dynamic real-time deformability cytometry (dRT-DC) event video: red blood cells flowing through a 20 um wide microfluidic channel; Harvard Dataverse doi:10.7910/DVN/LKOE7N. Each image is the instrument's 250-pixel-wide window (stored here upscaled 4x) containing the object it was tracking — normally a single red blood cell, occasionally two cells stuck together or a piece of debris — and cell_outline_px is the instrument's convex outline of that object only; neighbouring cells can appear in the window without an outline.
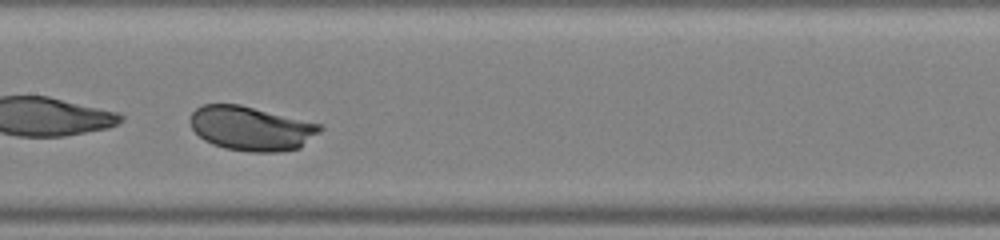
{"species": "human", "species_latin": "Homo sapiens", "temperature_condition": "warm", "stored_images_in_passage": 31, "camera_frame_rate_fps": 3000, "um_per_image_px": 0.085, "donor": {"sex": "male"}, "frame": {"image": 1, "passage_image": 14, "time_ms": 4.333, "image_size_px": [1000, 240], "cell_outline_px": [[324, 128], [320, 132], [300, 148], [276, 152], [248, 152], [224, 148], [212, 144], [204, 140], [192, 128], [188, 120], [192, 112], [196, 108], [204, 104], [240, 104], [324, 124]], "centroid_in_image_um": [21.38, 10.91], "position_along_channel_um": 186.0, "area_um2": 33.93}}
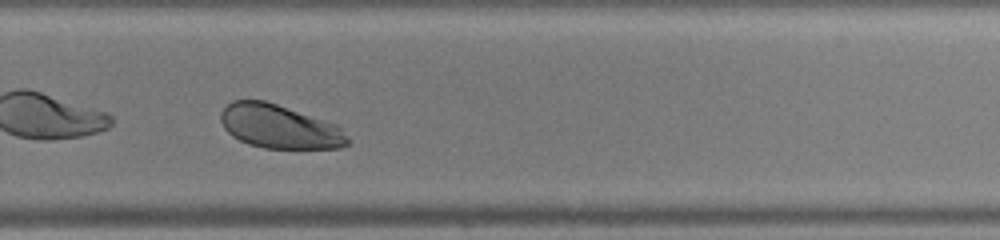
{"frame": {"image": 2, "passage_image": 22, "time_ms": 7.0, "image_size_px": [1000, 240], "cell_outline_px": [[352, 140], [348, 144], [340, 148], [264, 148], [248, 144], [232, 136], [224, 128], [220, 120], [220, 112], [232, 100], [264, 100], [340, 124]], "centroid_in_image_um": [23.81, 10.76], "position_along_channel_um": 306.0, "area_um2": 32.83}}